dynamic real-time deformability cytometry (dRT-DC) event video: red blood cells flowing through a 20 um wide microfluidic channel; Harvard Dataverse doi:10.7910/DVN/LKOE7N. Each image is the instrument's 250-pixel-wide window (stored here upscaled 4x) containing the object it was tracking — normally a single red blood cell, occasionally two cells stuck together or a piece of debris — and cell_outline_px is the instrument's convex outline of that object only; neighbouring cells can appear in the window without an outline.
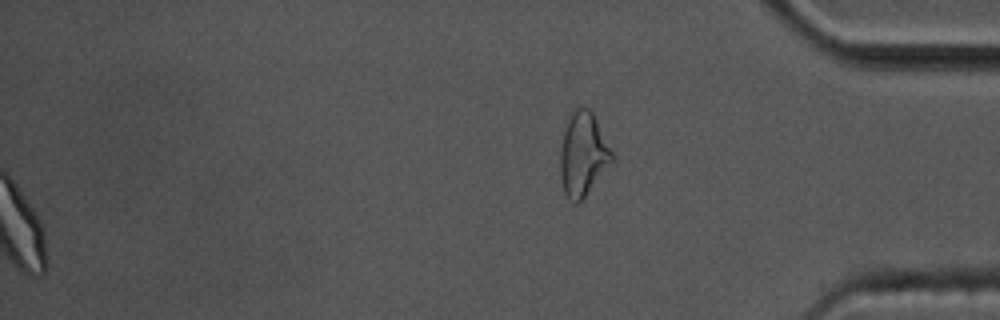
{"species": "common noctule bat (a hibernating species)", "species_latin": "Nyctalus noctula", "temperature_condition": "cold", "stored_images_in_passage": 53, "segment_of_instrument_passage": [2, 2], "camera_frame_rate_fps": 3000, "um_per_image_px": 0.085, "animal": {"sex": "male", "body_mass_g": 17.5, "forearm_length_mm": 52.3}, "frame": {"image": 1, "passage_image": 53, "time_ms": 17.333, "image_size_px": [1000, 320], "cell_outline_px": [[616, 160], [580, 204], [572, 204], [568, 200], [564, 192], [560, 176], [560, 148], [564, 132], [572, 108], [580, 104], [588, 108], [592, 112], [616, 156]], "centroid_in_image_um": [49.59, 13.15], "position_along_channel_um": 385.6, "area_um2": 26.3}}